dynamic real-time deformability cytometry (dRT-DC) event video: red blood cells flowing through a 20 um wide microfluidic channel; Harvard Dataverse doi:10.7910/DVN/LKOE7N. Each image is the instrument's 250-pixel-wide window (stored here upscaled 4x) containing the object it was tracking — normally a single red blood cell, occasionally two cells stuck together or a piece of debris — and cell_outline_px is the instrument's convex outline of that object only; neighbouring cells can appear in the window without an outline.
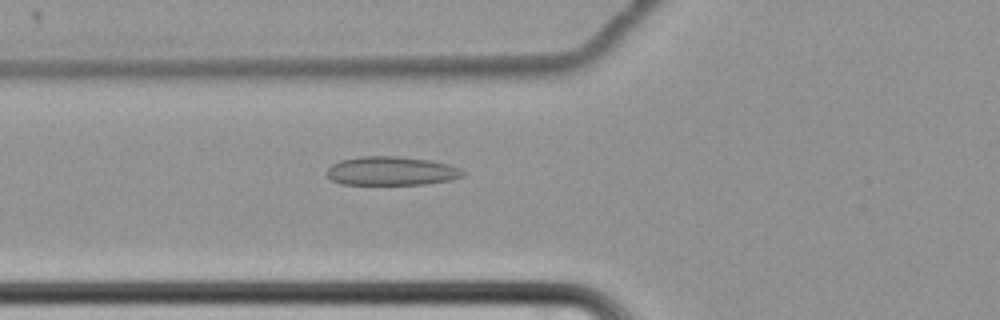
{"species": "common noctule bat (a hibernating species)", "species_latin": "Nyctalus noctula", "temperature_condition": "cold", "stored_images_in_passage": 59, "camera_frame_rate_fps": 3000, "um_per_image_px": 0.085, "animal": {"sex": "female", "body_mass_g": 22.7, "forearm_length_mm": 54.2}, "frame": {"image": 1, "passage_image": 22, "time_ms": 7.0, "image_size_px": [1000, 320], "cell_outline_px": [[468, 172], [464, 176], [448, 180], [424, 184], [340, 184], [332, 180], [328, 176], [328, 168], [332, 164], [340, 160], [360, 156], [396, 156], [428, 160], [448, 164], [460, 168]], "centroid_in_image_um": [33.28, 14.53], "position_along_channel_um": 92.5, "area_um2": 22.77}}
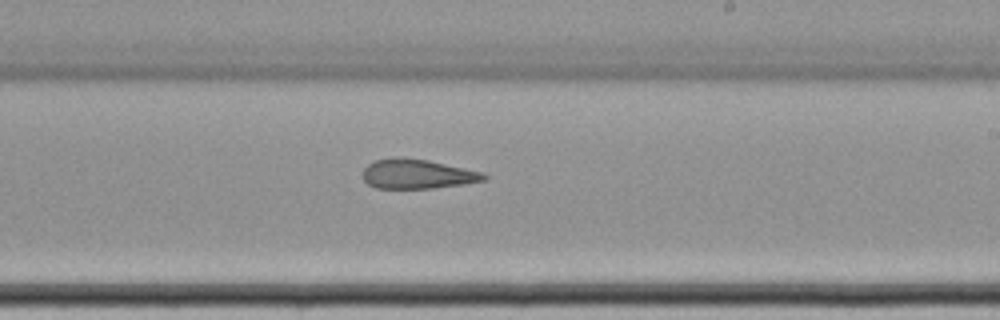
{"frame": {"image": 2, "passage_image": 36, "time_ms": 11.667, "image_size_px": [1000, 320], "cell_outline_px": [[488, 180], [464, 184], [432, 188], [376, 188], [368, 184], [364, 180], [364, 168], [368, 164], [376, 160], [392, 156], [396, 156], [428, 160], [484, 172], [488, 176]], "centroid_in_image_um": [35.51, 14.78], "position_along_channel_um": 253.5, "area_um2": 20.98}}
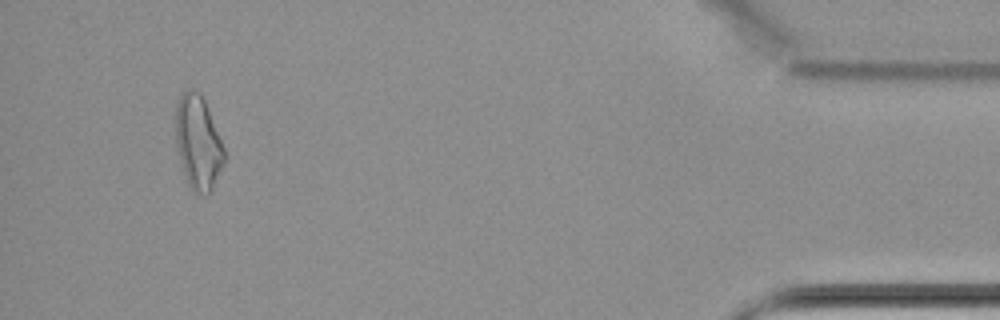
{"frame": {"image": 3, "passage_image": 56, "time_ms": 18.333, "image_size_px": [1000, 320], "cell_outline_px": [[224, 160], [212, 188], [204, 196], [192, 192], [188, 184], [176, 148], [176, 100], [188, 88], [192, 88], [200, 92], [204, 100], [224, 148]], "centroid_in_image_um": [16.81, 12.1], "position_along_channel_um": 418.4, "area_um2": 26.24}, "authors_computed_cell_mechanics": {"area_um2": 23.7558, "velocity_mm_per_s": 3.4479, "shape_relaxation_time_tau1_ms": null, "shape_relaxation_time_tau2_ms": 7.0011, "deformation_change_tau1": null, "deformation_change_tau2": 0.1831}}